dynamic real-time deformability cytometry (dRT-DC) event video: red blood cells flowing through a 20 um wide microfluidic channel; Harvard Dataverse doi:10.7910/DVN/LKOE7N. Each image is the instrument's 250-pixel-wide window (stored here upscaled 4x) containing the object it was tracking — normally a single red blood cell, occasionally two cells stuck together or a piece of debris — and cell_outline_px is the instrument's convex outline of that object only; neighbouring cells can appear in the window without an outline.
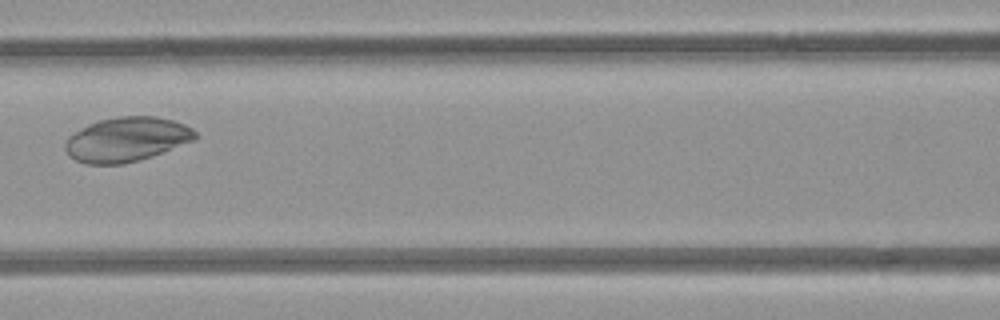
{"species": "common noctule bat (a hibernating species)", "species_latin": "Nyctalus noctula", "temperature_condition": "room temperature", "stored_images_in_passage": 8, "camera_frame_rate_fps": 3000, "um_per_image_px": 0.085, "animal": {"sex": "female", "body_mass_g": 21.9}, "frame": {"image": 1, "passage_image": 7, "time_ms": 8.0, "image_size_px": [1000, 320], "cell_outline_px": [[196, 136], [192, 140], [152, 156], [124, 164], [84, 164], [68, 156], [64, 148], [64, 144], [68, 136], [88, 124], [100, 120], [120, 116], [156, 116], [172, 120], [184, 124], [192, 128], [196, 132]], "centroid_in_image_um": [10.71, 11.85], "position_along_channel_um": 155.9, "area_um2": 33.52}}
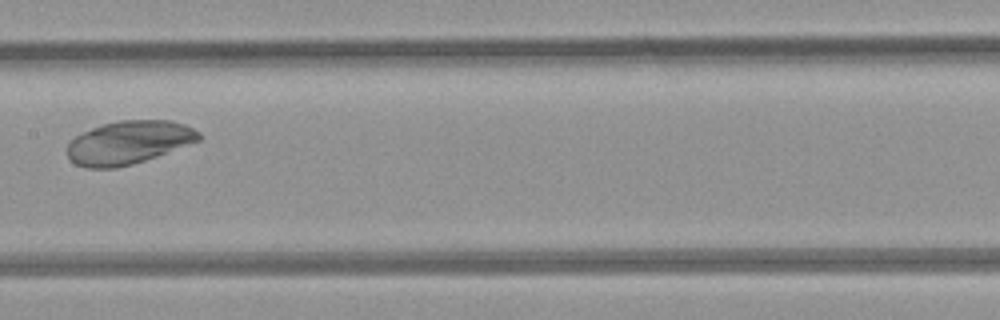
{"frame": {"image": 2, "passage_image": 8, "time_ms": 9.0, "image_size_px": [1000, 320], "cell_outline_px": [[200, 140], [156, 156], [132, 164], [116, 168], [84, 168], [76, 164], [68, 156], [68, 144], [76, 136], [92, 128], [116, 120], [172, 120], [184, 124], [200, 132]], "centroid_in_image_um": [10.94, 12.1], "position_along_channel_um": 196.5, "area_um2": 32.89}}